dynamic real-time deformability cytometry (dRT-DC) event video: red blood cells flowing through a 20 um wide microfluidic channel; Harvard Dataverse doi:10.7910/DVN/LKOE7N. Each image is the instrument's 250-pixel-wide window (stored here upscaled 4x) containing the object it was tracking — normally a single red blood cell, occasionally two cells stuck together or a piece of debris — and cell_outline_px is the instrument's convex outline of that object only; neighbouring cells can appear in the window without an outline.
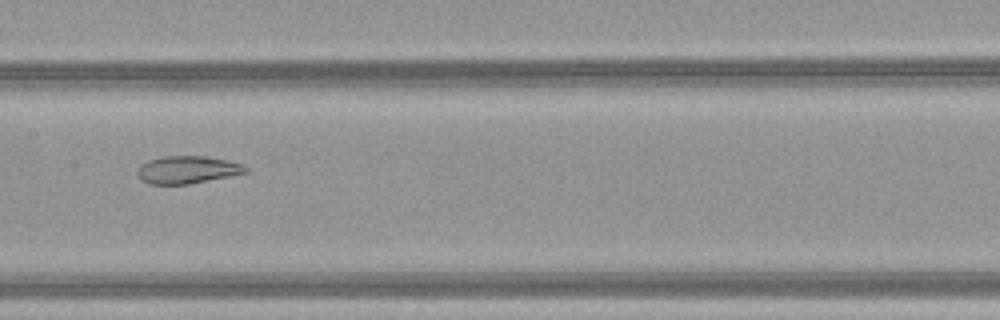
{"species": "common noctule bat (a hibernating species)", "species_latin": "Nyctalus noctula", "temperature_condition": "warm", "stored_images_in_passage": 34, "camera_frame_rate_fps": 3000, "um_per_image_px": 0.085, "animal": {"sex": "female", "body_mass_g": 21.9}, "frame": {"image": 1, "passage_image": 10, "time_ms": 3.0, "image_size_px": [1000, 320], "cell_outline_px": [[248, 172], [232, 176], [188, 184], [148, 184], [140, 180], [136, 172], [140, 164], [148, 160], [164, 156], [204, 156], [228, 160], [244, 164], [248, 168]], "centroid_in_image_um": [15.92, 14.43], "position_along_channel_um": 191.5, "area_um2": 17.63}}
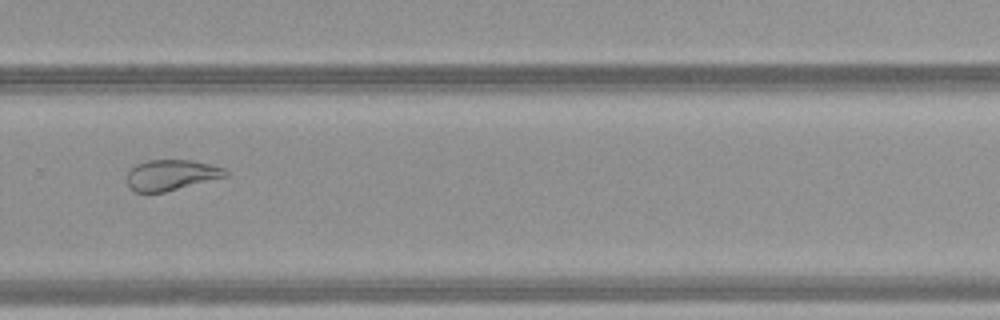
{"frame": {"image": 2, "passage_image": 19, "time_ms": 6.0, "image_size_px": [1000, 320], "cell_outline_px": [[228, 176], [164, 192], [136, 192], [128, 188], [128, 172], [136, 164], [148, 160], [192, 160], [224, 168], [228, 172]], "centroid_in_image_um": [14.55, 14.87], "position_along_channel_um": 315.2, "area_um2": 17.46}}
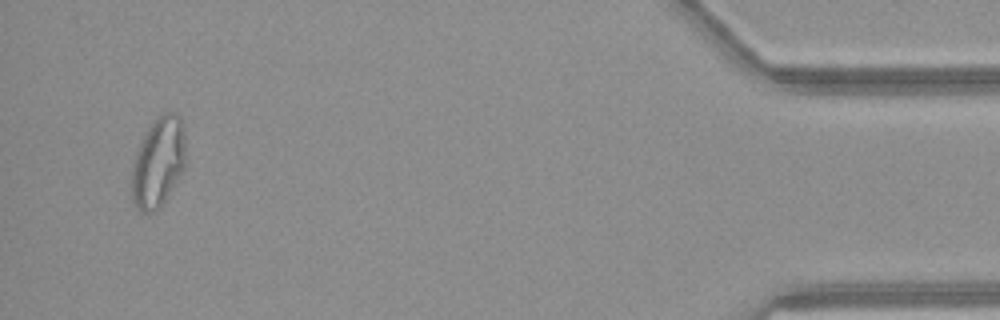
{"frame": {"image": 3, "passage_image": 32, "time_ms": 10.333, "image_size_px": [1000, 320], "cell_outline_px": [[188, 160], [184, 172], [160, 208], [152, 212], [140, 212], [136, 208], [132, 200], [128, 188], [132, 164], [140, 140], [148, 124], [156, 116], [164, 112], [176, 112], [180, 116], [184, 128]], "centroid_in_image_um": [13.45, 13.78], "position_along_channel_um": 421.7, "area_um2": 30.11}, "authors_computed_cell_mechanics": {"area_um2": 19.7965, "velocity_mm_per_s": 4.1503, "shape_relaxation_time_tau1_ms": null, "shape_relaxation_time_tau2_ms": 1.7999, "deformation_change_tau1": null, "deformation_change_tau2": 0.0852}}